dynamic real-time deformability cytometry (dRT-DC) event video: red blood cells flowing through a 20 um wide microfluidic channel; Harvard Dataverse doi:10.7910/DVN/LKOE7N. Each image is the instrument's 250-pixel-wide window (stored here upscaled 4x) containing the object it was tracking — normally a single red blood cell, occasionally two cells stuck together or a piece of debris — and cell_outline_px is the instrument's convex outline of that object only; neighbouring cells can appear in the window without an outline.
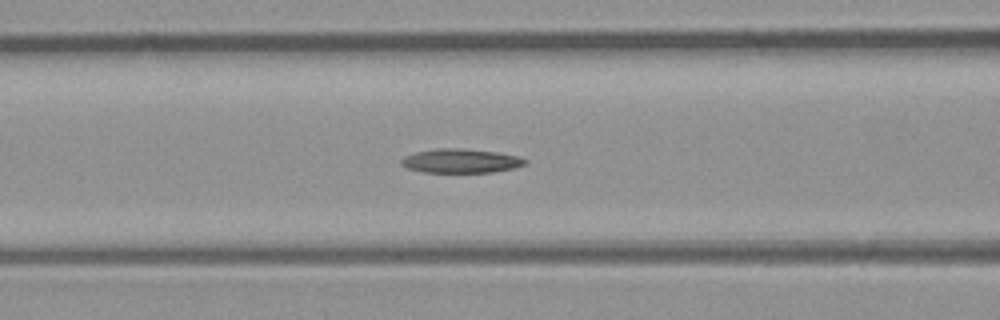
{"species": "common noctule bat (a hibernating species)", "species_latin": "Nyctalus noctula", "temperature_condition": "room temperature", "stored_images_in_passage": 49, "camera_frame_rate_fps": 3000, "um_per_image_px": 0.085, "animal": {"sex": "male", "body_mass_g": 23.1, "forearm_length_mm": 52.7}, "frame": {"image": 1, "passage_image": 20, "time_ms": 6.333, "image_size_px": [1000, 320], "cell_outline_px": [[528, 164], [512, 168], [492, 172], [424, 172], [408, 168], [400, 164], [400, 160], [404, 156], [416, 152], [436, 148], [464, 148], [496, 152], [520, 156], [528, 160]], "centroid_in_image_um": [39.19, 13.66], "position_along_channel_um": 127.4, "area_um2": 17.46}}
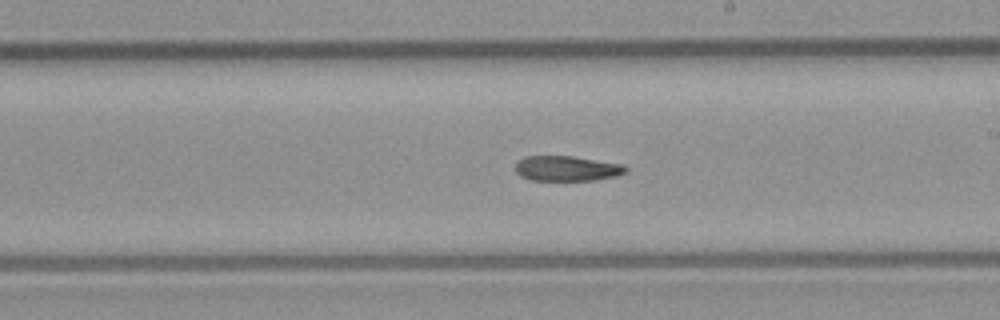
{"frame": {"image": 2, "passage_image": 28, "time_ms": 9.0, "image_size_px": [1000, 320], "cell_outline_px": [[628, 172], [616, 176], [596, 180], [532, 180], [520, 176], [516, 172], [516, 160], [524, 156], [572, 156], [624, 164], [628, 168]], "centroid_in_image_um": [48.2, 14.31], "position_along_channel_um": 240.8, "area_um2": 16.36}}
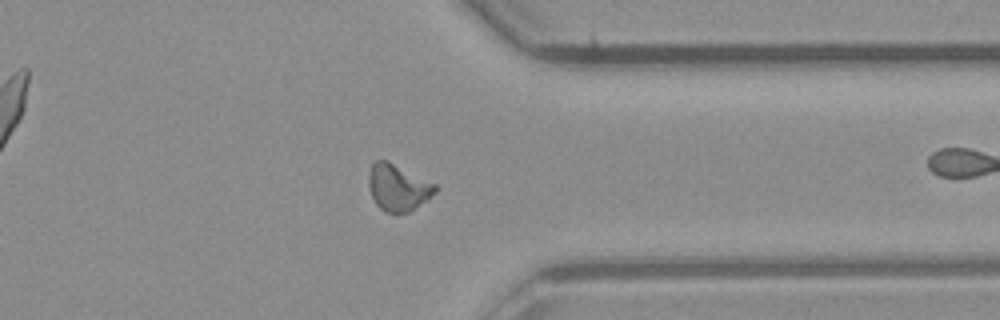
{"frame": {"image": 3, "passage_image": 38, "time_ms": 12.333, "image_size_px": [1000, 320], "cell_outline_px": [[436, 192], [428, 200], [408, 212], [384, 212], [376, 204], [372, 196], [368, 184], [368, 172], [372, 164], [376, 160], [388, 160], [436, 184]], "centroid_in_image_um": [33.82, 15.92], "position_along_channel_um": 377.6, "area_um2": 18.09}}